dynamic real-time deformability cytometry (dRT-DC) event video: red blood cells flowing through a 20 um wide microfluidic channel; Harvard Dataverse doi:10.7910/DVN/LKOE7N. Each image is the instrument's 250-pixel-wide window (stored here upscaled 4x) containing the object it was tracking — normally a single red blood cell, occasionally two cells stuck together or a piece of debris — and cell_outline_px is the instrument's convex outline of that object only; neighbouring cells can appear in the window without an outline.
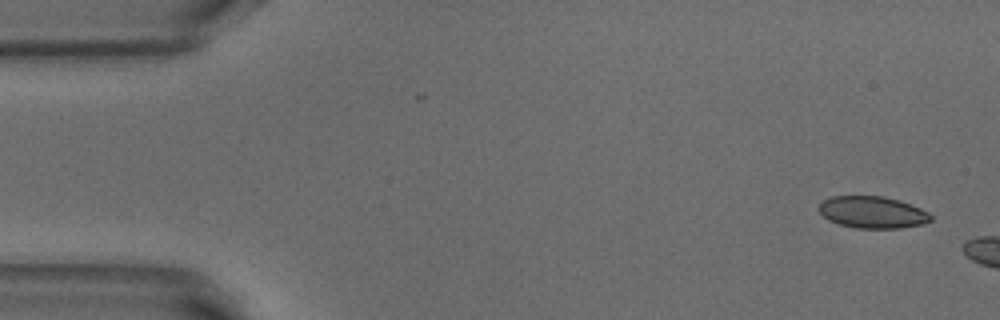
{"species": "common noctule bat (a hibernating species)", "species_latin": "Nyctalus noctula", "temperature_condition": "warm", "stored_images_in_passage": 5, "camera_frame_rate_fps": 3000, "um_per_image_px": 0.085, "animal": {"sex": "male", "body_mass_g": 18.8}, "frame": {"image": 1, "passage_image": 1, "time_ms": 0.0, "image_size_px": [1000, 320], "cell_outline_px": [[932, 220], [924, 224], [900, 228], [856, 228], [840, 224], [828, 220], [816, 208], [824, 200], [832, 196], [884, 196], [900, 200], [920, 208], [928, 212], [932, 216]], "centroid_in_image_um": [74.17, 18.04], "position_along_channel_um": 10.8, "area_um2": 20.87}}